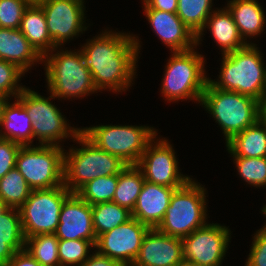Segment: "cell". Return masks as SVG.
Here are the masks:
<instances>
[{
	"instance_id": "obj_1",
	"label": "cell",
	"mask_w": 266,
	"mask_h": 266,
	"mask_svg": "<svg viewBox=\"0 0 266 266\" xmlns=\"http://www.w3.org/2000/svg\"><path fill=\"white\" fill-rule=\"evenodd\" d=\"M138 41L126 33L105 31L82 46L83 63L90 70L97 90L122 92L131 86L141 47Z\"/></svg>"
},
{
	"instance_id": "obj_2",
	"label": "cell",
	"mask_w": 266,
	"mask_h": 266,
	"mask_svg": "<svg viewBox=\"0 0 266 266\" xmlns=\"http://www.w3.org/2000/svg\"><path fill=\"white\" fill-rule=\"evenodd\" d=\"M256 46L251 43L223 54L220 80L208 81L215 88L248 95L260 102L266 93V65Z\"/></svg>"
},
{
	"instance_id": "obj_3",
	"label": "cell",
	"mask_w": 266,
	"mask_h": 266,
	"mask_svg": "<svg viewBox=\"0 0 266 266\" xmlns=\"http://www.w3.org/2000/svg\"><path fill=\"white\" fill-rule=\"evenodd\" d=\"M200 105L221 126L226 143L260 119V102L251 96L215 88L209 81Z\"/></svg>"
},
{
	"instance_id": "obj_4",
	"label": "cell",
	"mask_w": 266,
	"mask_h": 266,
	"mask_svg": "<svg viewBox=\"0 0 266 266\" xmlns=\"http://www.w3.org/2000/svg\"><path fill=\"white\" fill-rule=\"evenodd\" d=\"M76 140L82 147L64 152V186L71 193L97 177L119 174L127 166L118 156L99 149L82 132Z\"/></svg>"
},
{
	"instance_id": "obj_5",
	"label": "cell",
	"mask_w": 266,
	"mask_h": 266,
	"mask_svg": "<svg viewBox=\"0 0 266 266\" xmlns=\"http://www.w3.org/2000/svg\"><path fill=\"white\" fill-rule=\"evenodd\" d=\"M73 51L61 49L55 54L51 51L41 62H45L48 91L55 98H80L98 91L90 70L83 63L81 49Z\"/></svg>"
},
{
	"instance_id": "obj_6",
	"label": "cell",
	"mask_w": 266,
	"mask_h": 266,
	"mask_svg": "<svg viewBox=\"0 0 266 266\" xmlns=\"http://www.w3.org/2000/svg\"><path fill=\"white\" fill-rule=\"evenodd\" d=\"M206 189L192 178L176 189L164 218L156 228L159 232L183 238L206 223Z\"/></svg>"
},
{
	"instance_id": "obj_7",
	"label": "cell",
	"mask_w": 266,
	"mask_h": 266,
	"mask_svg": "<svg viewBox=\"0 0 266 266\" xmlns=\"http://www.w3.org/2000/svg\"><path fill=\"white\" fill-rule=\"evenodd\" d=\"M194 50L173 52L168 60L161 85L165 100L187 98L201 102L209 77L205 75L204 56Z\"/></svg>"
},
{
	"instance_id": "obj_8",
	"label": "cell",
	"mask_w": 266,
	"mask_h": 266,
	"mask_svg": "<svg viewBox=\"0 0 266 266\" xmlns=\"http://www.w3.org/2000/svg\"><path fill=\"white\" fill-rule=\"evenodd\" d=\"M99 149L118 156L127 165H137L147 145L156 139L153 127L99 125L81 129Z\"/></svg>"
},
{
	"instance_id": "obj_9",
	"label": "cell",
	"mask_w": 266,
	"mask_h": 266,
	"mask_svg": "<svg viewBox=\"0 0 266 266\" xmlns=\"http://www.w3.org/2000/svg\"><path fill=\"white\" fill-rule=\"evenodd\" d=\"M15 167L32 190L64 185V149L56 145L21 146Z\"/></svg>"
},
{
	"instance_id": "obj_10",
	"label": "cell",
	"mask_w": 266,
	"mask_h": 266,
	"mask_svg": "<svg viewBox=\"0 0 266 266\" xmlns=\"http://www.w3.org/2000/svg\"><path fill=\"white\" fill-rule=\"evenodd\" d=\"M51 98L55 99L52 94L45 98L25 87L15 99L30 116L33 136L37 137L40 145L61 146L60 141L70 136L74 140L81 133V128H70L60 110L52 104Z\"/></svg>"
},
{
	"instance_id": "obj_11",
	"label": "cell",
	"mask_w": 266,
	"mask_h": 266,
	"mask_svg": "<svg viewBox=\"0 0 266 266\" xmlns=\"http://www.w3.org/2000/svg\"><path fill=\"white\" fill-rule=\"evenodd\" d=\"M64 185L51 189L32 190L19 208L24 237L55 233L64 201L71 195Z\"/></svg>"
},
{
	"instance_id": "obj_12",
	"label": "cell",
	"mask_w": 266,
	"mask_h": 266,
	"mask_svg": "<svg viewBox=\"0 0 266 266\" xmlns=\"http://www.w3.org/2000/svg\"><path fill=\"white\" fill-rule=\"evenodd\" d=\"M231 231L217 223H207L182 238L183 259L201 266H221L228 250Z\"/></svg>"
},
{
	"instance_id": "obj_13",
	"label": "cell",
	"mask_w": 266,
	"mask_h": 266,
	"mask_svg": "<svg viewBox=\"0 0 266 266\" xmlns=\"http://www.w3.org/2000/svg\"><path fill=\"white\" fill-rule=\"evenodd\" d=\"M172 147L165 138L158 141L156 139V142L152 140L147 145L137 164L143 172L145 181L166 187H182L191 179L179 172Z\"/></svg>"
},
{
	"instance_id": "obj_14",
	"label": "cell",
	"mask_w": 266,
	"mask_h": 266,
	"mask_svg": "<svg viewBox=\"0 0 266 266\" xmlns=\"http://www.w3.org/2000/svg\"><path fill=\"white\" fill-rule=\"evenodd\" d=\"M150 228L132 217L112 230L99 235L94 248L98 253L119 262L122 266H132L143 238Z\"/></svg>"
},
{
	"instance_id": "obj_15",
	"label": "cell",
	"mask_w": 266,
	"mask_h": 266,
	"mask_svg": "<svg viewBox=\"0 0 266 266\" xmlns=\"http://www.w3.org/2000/svg\"><path fill=\"white\" fill-rule=\"evenodd\" d=\"M37 3L45 13L49 36L57 47L87 29L84 0H40Z\"/></svg>"
},
{
	"instance_id": "obj_16",
	"label": "cell",
	"mask_w": 266,
	"mask_h": 266,
	"mask_svg": "<svg viewBox=\"0 0 266 266\" xmlns=\"http://www.w3.org/2000/svg\"><path fill=\"white\" fill-rule=\"evenodd\" d=\"M54 234L58 240L80 239L95 245L97 237L93 229L92 205L77 193H72L62 205Z\"/></svg>"
},
{
	"instance_id": "obj_17",
	"label": "cell",
	"mask_w": 266,
	"mask_h": 266,
	"mask_svg": "<svg viewBox=\"0 0 266 266\" xmlns=\"http://www.w3.org/2000/svg\"><path fill=\"white\" fill-rule=\"evenodd\" d=\"M182 260V238L169 236L152 228L145 234L132 266H176Z\"/></svg>"
},
{
	"instance_id": "obj_18",
	"label": "cell",
	"mask_w": 266,
	"mask_h": 266,
	"mask_svg": "<svg viewBox=\"0 0 266 266\" xmlns=\"http://www.w3.org/2000/svg\"><path fill=\"white\" fill-rule=\"evenodd\" d=\"M144 11L152 29L162 42L171 48L172 53L187 51L197 46L195 34L176 13L156 9H144Z\"/></svg>"
},
{
	"instance_id": "obj_19",
	"label": "cell",
	"mask_w": 266,
	"mask_h": 266,
	"mask_svg": "<svg viewBox=\"0 0 266 266\" xmlns=\"http://www.w3.org/2000/svg\"><path fill=\"white\" fill-rule=\"evenodd\" d=\"M181 187H166L145 181L136 200L132 217L150 229L157 228L170 205L173 192Z\"/></svg>"
},
{
	"instance_id": "obj_20",
	"label": "cell",
	"mask_w": 266,
	"mask_h": 266,
	"mask_svg": "<svg viewBox=\"0 0 266 266\" xmlns=\"http://www.w3.org/2000/svg\"><path fill=\"white\" fill-rule=\"evenodd\" d=\"M206 28H209L215 42L218 46L220 45V49L222 48V54L233 52L250 44L240 36L232 14L226 7L221 10H213V14L211 13L207 18L203 30L196 36V45L200 44L201 36Z\"/></svg>"
},
{
	"instance_id": "obj_21",
	"label": "cell",
	"mask_w": 266,
	"mask_h": 266,
	"mask_svg": "<svg viewBox=\"0 0 266 266\" xmlns=\"http://www.w3.org/2000/svg\"><path fill=\"white\" fill-rule=\"evenodd\" d=\"M0 59L16 64L24 72L34 66V62L43 60L20 29L2 27H0Z\"/></svg>"
},
{
	"instance_id": "obj_22",
	"label": "cell",
	"mask_w": 266,
	"mask_h": 266,
	"mask_svg": "<svg viewBox=\"0 0 266 266\" xmlns=\"http://www.w3.org/2000/svg\"><path fill=\"white\" fill-rule=\"evenodd\" d=\"M32 124L26 109L17 99L12 104L8 99L4 102L0 129H5V132L2 133L0 130V138L14 141L22 146L31 145L34 139Z\"/></svg>"
},
{
	"instance_id": "obj_23",
	"label": "cell",
	"mask_w": 266,
	"mask_h": 266,
	"mask_svg": "<svg viewBox=\"0 0 266 266\" xmlns=\"http://www.w3.org/2000/svg\"><path fill=\"white\" fill-rule=\"evenodd\" d=\"M19 29L42 58L57 50L49 36L45 13L37 2H31L26 8Z\"/></svg>"
},
{
	"instance_id": "obj_24",
	"label": "cell",
	"mask_w": 266,
	"mask_h": 266,
	"mask_svg": "<svg viewBox=\"0 0 266 266\" xmlns=\"http://www.w3.org/2000/svg\"><path fill=\"white\" fill-rule=\"evenodd\" d=\"M227 9L232 14L238 32L245 41L250 36H257L265 27L264 10L256 0H231Z\"/></svg>"
},
{
	"instance_id": "obj_25",
	"label": "cell",
	"mask_w": 266,
	"mask_h": 266,
	"mask_svg": "<svg viewBox=\"0 0 266 266\" xmlns=\"http://www.w3.org/2000/svg\"><path fill=\"white\" fill-rule=\"evenodd\" d=\"M228 152L239 157H266V124L259 119L226 143Z\"/></svg>"
},
{
	"instance_id": "obj_26",
	"label": "cell",
	"mask_w": 266,
	"mask_h": 266,
	"mask_svg": "<svg viewBox=\"0 0 266 266\" xmlns=\"http://www.w3.org/2000/svg\"><path fill=\"white\" fill-rule=\"evenodd\" d=\"M144 182L142 170L137 165H127L118 174V183L112 202L132 212Z\"/></svg>"
},
{
	"instance_id": "obj_27",
	"label": "cell",
	"mask_w": 266,
	"mask_h": 266,
	"mask_svg": "<svg viewBox=\"0 0 266 266\" xmlns=\"http://www.w3.org/2000/svg\"><path fill=\"white\" fill-rule=\"evenodd\" d=\"M132 218V212L115 202L92 205L93 229L96 237Z\"/></svg>"
},
{
	"instance_id": "obj_28",
	"label": "cell",
	"mask_w": 266,
	"mask_h": 266,
	"mask_svg": "<svg viewBox=\"0 0 266 266\" xmlns=\"http://www.w3.org/2000/svg\"><path fill=\"white\" fill-rule=\"evenodd\" d=\"M31 191L32 189L16 167L0 179V200L9 208L19 209Z\"/></svg>"
},
{
	"instance_id": "obj_29",
	"label": "cell",
	"mask_w": 266,
	"mask_h": 266,
	"mask_svg": "<svg viewBox=\"0 0 266 266\" xmlns=\"http://www.w3.org/2000/svg\"><path fill=\"white\" fill-rule=\"evenodd\" d=\"M59 240L54 233L37 234L25 238V251L41 266H60Z\"/></svg>"
},
{
	"instance_id": "obj_30",
	"label": "cell",
	"mask_w": 266,
	"mask_h": 266,
	"mask_svg": "<svg viewBox=\"0 0 266 266\" xmlns=\"http://www.w3.org/2000/svg\"><path fill=\"white\" fill-rule=\"evenodd\" d=\"M212 0H178L176 14L197 36L204 28L211 10Z\"/></svg>"
},
{
	"instance_id": "obj_31",
	"label": "cell",
	"mask_w": 266,
	"mask_h": 266,
	"mask_svg": "<svg viewBox=\"0 0 266 266\" xmlns=\"http://www.w3.org/2000/svg\"><path fill=\"white\" fill-rule=\"evenodd\" d=\"M118 174L97 177L84 184L76 193L90 205L113 201Z\"/></svg>"
},
{
	"instance_id": "obj_32",
	"label": "cell",
	"mask_w": 266,
	"mask_h": 266,
	"mask_svg": "<svg viewBox=\"0 0 266 266\" xmlns=\"http://www.w3.org/2000/svg\"><path fill=\"white\" fill-rule=\"evenodd\" d=\"M232 157L244 181L254 187L266 186V157Z\"/></svg>"
},
{
	"instance_id": "obj_33",
	"label": "cell",
	"mask_w": 266,
	"mask_h": 266,
	"mask_svg": "<svg viewBox=\"0 0 266 266\" xmlns=\"http://www.w3.org/2000/svg\"><path fill=\"white\" fill-rule=\"evenodd\" d=\"M94 244L87 240H59L58 255L60 266H80L89 258V250Z\"/></svg>"
},
{
	"instance_id": "obj_34",
	"label": "cell",
	"mask_w": 266,
	"mask_h": 266,
	"mask_svg": "<svg viewBox=\"0 0 266 266\" xmlns=\"http://www.w3.org/2000/svg\"><path fill=\"white\" fill-rule=\"evenodd\" d=\"M24 74L16 64L0 59V97L10 100L13 95L16 98L25 88L18 84Z\"/></svg>"
},
{
	"instance_id": "obj_35",
	"label": "cell",
	"mask_w": 266,
	"mask_h": 266,
	"mask_svg": "<svg viewBox=\"0 0 266 266\" xmlns=\"http://www.w3.org/2000/svg\"><path fill=\"white\" fill-rule=\"evenodd\" d=\"M30 0H0V27L19 29Z\"/></svg>"
},
{
	"instance_id": "obj_36",
	"label": "cell",
	"mask_w": 266,
	"mask_h": 266,
	"mask_svg": "<svg viewBox=\"0 0 266 266\" xmlns=\"http://www.w3.org/2000/svg\"><path fill=\"white\" fill-rule=\"evenodd\" d=\"M0 237L25 238L19 209L8 208L0 215Z\"/></svg>"
},
{
	"instance_id": "obj_37",
	"label": "cell",
	"mask_w": 266,
	"mask_h": 266,
	"mask_svg": "<svg viewBox=\"0 0 266 266\" xmlns=\"http://www.w3.org/2000/svg\"><path fill=\"white\" fill-rule=\"evenodd\" d=\"M245 266H266V227L255 233Z\"/></svg>"
},
{
	"instance_id": "obj_38",
	"label": "cell",
	"mask_w": 266,
	"mask_h": 266,
	"mask_svg": "<svg viewBox=\"0 0 266 266\" xmlns=\"http://www.w3.org/2000/svg\"><path fill=\"white\" fill-rule=\"evenodd\" d=\"M21 144L0 138V179L15 167Z\"/></svg>"
},
{
	"instance_id": "obj_39",
	"label": "cell",
	"mask_w": 266,
	"mask_h": 266,
	"mask_svg": "<svg viewBox=\"0 0 266 266\" xmlns=\"http://www.w3.org/2000/svg\"><path fill=\"white\" fill-rule=\"evenodd\" d=\"M24 248L25 238L0 237V266H6L13 255Z\"/></svg>"
},
{
	"instance_id": "obj_40",
	"label": "cell",
	"mask_w": 266,
	"mask_h": 266,
	"mask_svg": "<svg viewBox=\"0 0 266 266\" xmlns=\"http://www.w3.org/2000/svg\"><path fill=\"white\" fill-rule=\"evenodd\" d=\"M145 9H156L169 13H176L178 0H143Z\"/></svg>"
},
{
	"instance_id": "obj_41",
	"label": "cell",
	"mask_w": 266,
	"mask_h": 266,
	"mask_svg": "<svg viewBox=\"0 0 266 266\" xmlns=\"http://www.w3.org/2000/svg\"><path fill=\"white\" fill-rule=\"evenodd\" d=\"M92 255L80 266H122L116 260L98 253L96 250Z\"/></svg>"
},
{
	"instance_id": "obj_42",
	"label": "cell",
	"mask_w": 266,
	"mask_h": 266,
	"mask_svg": "<svg viewBox=\"0 0 266 266\" xmlns=\"http://www.w3.org/2000/svg\"><path fill=\"white\" fill-rule=\"evenodd\" d=\"M6 266H41L25 249L16 252Z\"/></svg>"
},
{
	"instance_id": "obj_43",
	"label": "cell",
	"mask_w": 266,
	"mask_h": 266,
	"mask_svg": "<svg viewBox=\"0 0 266 266\" xmlns=\"http://www.w3.org/2000/svg\"><path fill=\"white\" fill-rule=\"evenodd\" d=\"M260 119L266 124V93L260 101Z\"/></svg>"
},
{
	"instance_id": "obj_44",
	"label": "cell",
	"mask_w": 266,
	"mask_h": 266,
	"mask_svg": "<svg viewBox=\"0 0 266 266\" xmlns=\"http://www.w3.org/2000/svg\"><path fill=\"white\" fill-rule=\"evenodd\" d=\"M176 266H201V265H198L192 261H188V260H185L183 259L179 264H177Z\"/></svg>"
},
{
	"instance_id": "obj_45",
	"label": "cell",
	"mask_w": 266,
	"mask_h": 266,
	"mask_svg": "<svg viewBox=\"0 0 266 266\" xmlns=\"http://www.w3.org/2000/svg\"><path fill=\"white\" fill-rule=\"evenodd\" d=\"M9 207L0 200V215L4 213Z\"/></svg>"
},
{
	"instance_id": "obj_46",
	"label": "cell",
	"mask_w": 266,
	"mask_h": 266,
	"mask_svg": "<svg viewBox=\"0 0 266 266\" xmlns=\"http://www.w3.org/2000/svg\"><path fill=\"white\" fill-rule=\"evenodd\" d=\"M7 99L3 98V97H0V120H1V115H2V107L4 105V102L6 101Z\"/></svg>"
},
{
	"instance_id": "obj_47",
	"label": "cell",
	"mask_w": 266,
	"mask_h": 266,
	"mask_svg": "<svg viewBox=\"0 0 266 266\" xmlns=\"http://www.w3.org/2000/svg\"><path fill=\"white\" fill-rule=\"evenodd\" d=\"M262 213L266 216V205L262 208ZM263 227H266V223Z\"/></svg>"
},
{
	"instance_id": "obj_48",
	"label": "cell",
	"mask_w": 266,
	"mask_h": 266,
	"mask_svg": "<svg viewBox=\"0 0 266 266\" xmlns=\"http://www.w3.org/2000/svg\"><path fill=\"white\" fill-rule=\"evenodd\" d=\"M31 2H38V1H40V0H30Z\"/></svg>"
}]
</instances>
